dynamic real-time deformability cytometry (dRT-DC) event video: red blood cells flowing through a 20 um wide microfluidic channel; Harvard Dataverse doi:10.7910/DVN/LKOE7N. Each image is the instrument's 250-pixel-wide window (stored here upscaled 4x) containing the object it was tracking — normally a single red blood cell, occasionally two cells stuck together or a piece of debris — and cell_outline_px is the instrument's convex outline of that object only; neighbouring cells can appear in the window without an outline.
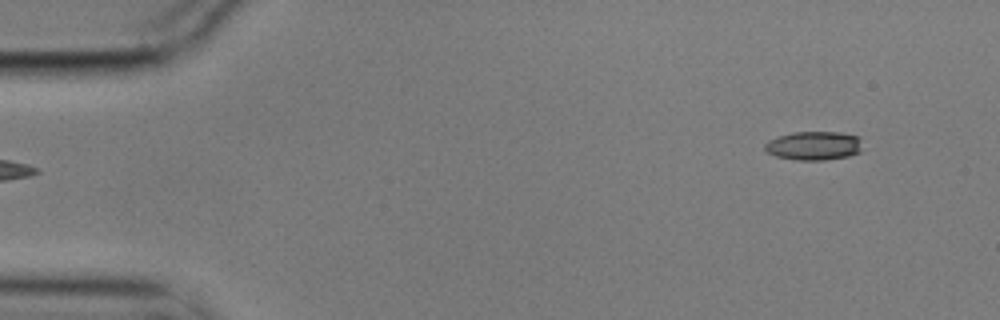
{"species": "common noctule bat (a hibernating species)", "species_latin": "Nyctalus noctula", "temperature_condition": "cold", "stored_images_in_passage": 5, "segment_of_instrument_passage": [2, 2], "camera_frame_rate_fps": 3000, "um_per_image_px": 0.085, "animal": {"sex": "male", "body_mass_g": 17.9}, "frame": {"image": 1, "passage_image": 5, "time_ms": 1.333, "image_size_px": [1000, 320], "cell_outline_px": [[860, 152], [848, 156], [824, 160], [796, 160], [776, 156], [768, 152], [764, 148], [764, 144], [768, 140], [792, 132], [840, 132], [860, 136]], "centroid_in_image_um": [69.18, 12.38], "position_along_channel_um": 15.8, "area_um2": 16.36}}